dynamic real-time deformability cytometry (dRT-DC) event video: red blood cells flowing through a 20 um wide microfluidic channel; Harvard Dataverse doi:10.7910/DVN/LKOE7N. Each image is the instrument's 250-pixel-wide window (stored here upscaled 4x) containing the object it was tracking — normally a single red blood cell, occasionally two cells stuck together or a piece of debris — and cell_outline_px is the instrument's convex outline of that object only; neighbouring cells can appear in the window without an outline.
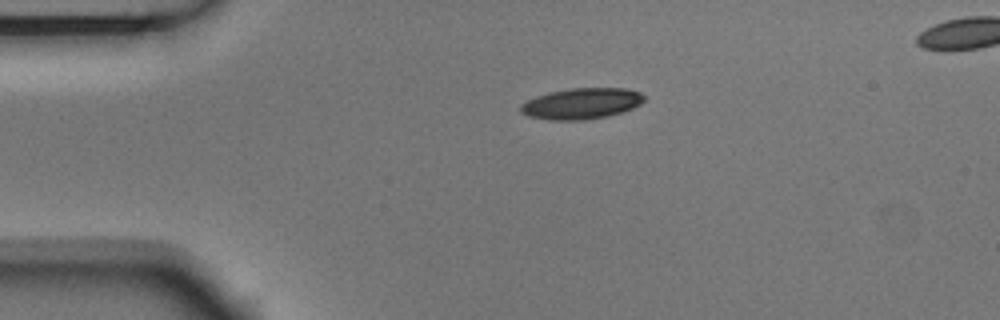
{"species": "Egyptian fruit bat (a non-hibernating species)", "species_latin": "Rousettus aegyptiacus", "temperature_condition": "room temperature", "stored_images_in_passage": 5, "camera_frame_rate_fps": 3000, "um_per_image_px": 0.085, "animal": {"sex": "male"}, "frame": {"image": 1, "passage_image": 5, "time_ms": 1.333, "image_size_px": [1000, 320], "cell_outline_px": [[644, 100], [640, 104], [632, 108], [608, 116], [584, 120], [548, 120], [528, 116], [520, 112], [520, 104], [536, 96], [552, 92], [572, 88], [624, 88], [640, 92], [644, 96]], "centroid_in_image_um": [49.41, 8.81], "position_along_channel_um": 35.6, "area_um2": 22.2}}